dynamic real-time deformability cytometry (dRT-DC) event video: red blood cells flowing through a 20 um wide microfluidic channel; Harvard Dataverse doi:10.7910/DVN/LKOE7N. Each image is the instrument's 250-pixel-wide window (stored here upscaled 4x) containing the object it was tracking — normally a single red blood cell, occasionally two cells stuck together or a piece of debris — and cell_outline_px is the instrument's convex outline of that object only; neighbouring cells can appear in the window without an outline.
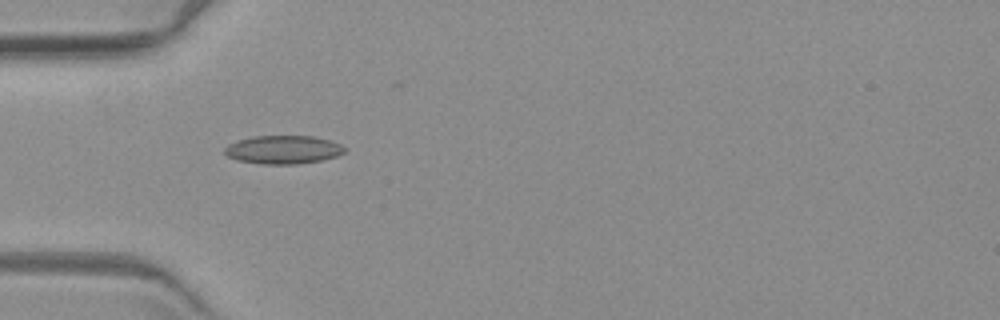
{"species": "common noctule bat (a hibernating species)", "species_latin": "Nyctalus noctula", "temperature_condition": "warm", "stored_images_in_passage": 5, "camera_frame_rate_fps": 3000, "um_per_image_px": 0.085, "animal": {"sex": "female", "body_mass_g": 19.3, "forearm_length_mm": 54.1}, "frame": {"image": 1, "passage_image": 5, "time_ms": 4.667, "image_size_px": [1000, 320], "cell_outline_px": [[344, 152], [336, 156], [320, 160], [300, 164], [260, 164], [236, 160], [228, 156], [224, 152], [224, 148], [228, 144], [236, 140], [252, 136], [312, 136], [328, 140], [340, 144], [344, 148]], "centroid_in_image_um": [24.01, 12.72], "position_along_channel_um": 61.0, "area_um2": 19.83}}